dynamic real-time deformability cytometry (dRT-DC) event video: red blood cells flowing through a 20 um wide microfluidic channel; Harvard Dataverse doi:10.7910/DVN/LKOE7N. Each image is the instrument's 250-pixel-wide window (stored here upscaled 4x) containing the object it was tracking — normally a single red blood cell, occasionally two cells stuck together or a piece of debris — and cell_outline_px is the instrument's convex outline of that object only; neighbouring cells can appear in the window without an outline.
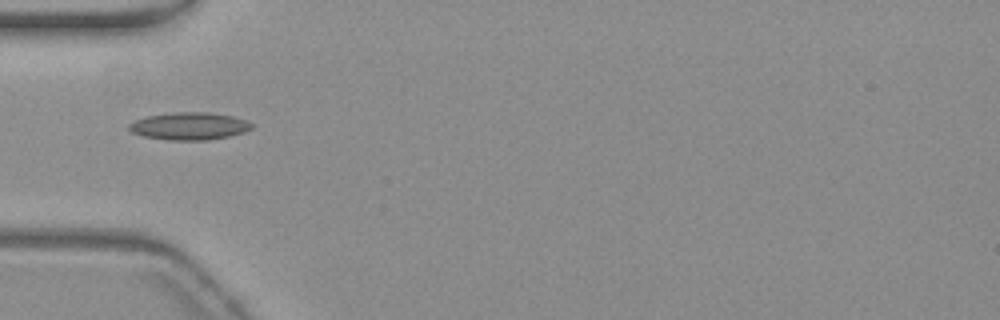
{"species": "common noctule bat (a hibernating species)", "species_latin": "Nyctalus noctula", "temperature_condition": "warm", "stored_images_in_passage": 39, "camera_frame_rate_fps": 3000, "um_per_image_px": 0.085, "animal": {"sex": "female", "body_mass_g": 19.3, "forearm_length_mm": 54.1}, "frame": {"image": 1, "passage_image": 1, "time_ms": 0.0, "image_size_px": [1000, 320], "cell_outline_px": [[252, 128], [244, 132], [228, 136], [208, 140], [168, 140], [144, 136], [132, 132], [128, 128], [128, 124], [136, 120], [148, 116], [172, 112], [208, 112], [232, 116], [244, 120], [252, 124]], "centroid_in_image_um": [16.07, 10.72], "position_along_channel_um": 68.9, "area_um2": 19.48}}
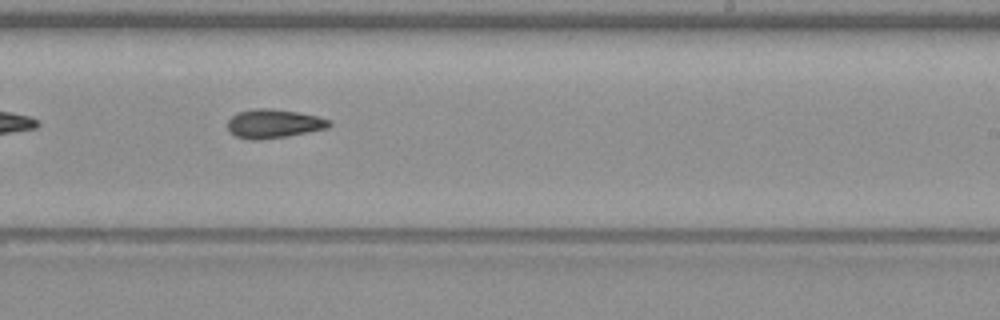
{"frame": {"image": 2, "passage_image": 17, "time_ms": 5.333, "image_size_px": [1000, 320], "cell_outline_px": [[332, 124], [328, 128], [288, 136], [260, 140], [248, 140], [236, 136], [228, 128], [228, 120], [232, 116], [240, 112], [256, 108], [272, 108], [296, 112], [316, 116], [328, 120]], "centroid_in_image_um": [23.26, 10.52], "position_along_channel_um": 265.7, "area_um2": 16.94}}
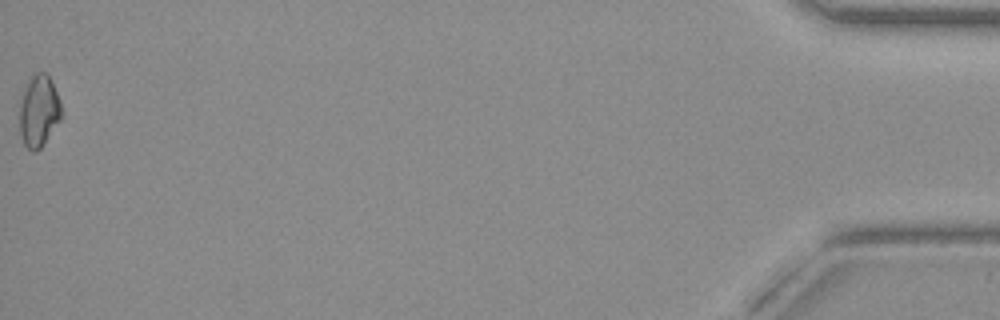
{"frame": {"image": 3, "passage_image": 39, "time_ms": 12.667, "image_size_px": [1000, 320], "cell_outline_px": [[64, 112], [60, 120], [40, 148], [36, 152], [32, 152], [24, 144], [20, 132], [20, 96], [32, 76], [36, 72], [48, 72], [60, 100]], "centroid_in_image_um": [3.32, 9.41], "position_along_channel_um": 431.9, "area_um2": 17.63}}